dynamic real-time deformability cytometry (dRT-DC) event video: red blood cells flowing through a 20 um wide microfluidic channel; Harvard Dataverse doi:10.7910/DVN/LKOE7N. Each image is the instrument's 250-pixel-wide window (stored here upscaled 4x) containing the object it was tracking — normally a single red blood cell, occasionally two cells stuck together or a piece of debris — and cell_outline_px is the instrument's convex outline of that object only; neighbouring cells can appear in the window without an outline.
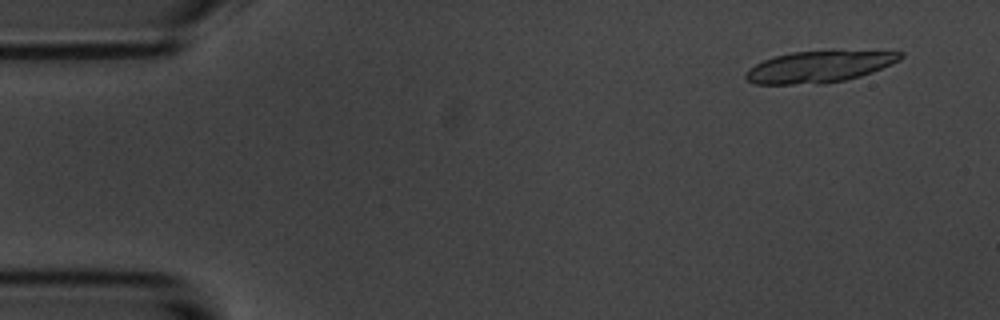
{"species": "common noctule bat (a hibernating species)", "species_latin": "Nyctalus noctula", "temperature_condition": "room temperature", "stored_images_in_passage": 10, "camera_frame_rate_fps": 3000, "um_per_image_px": 0.085, "animal": {"sex": "male", "body_mass_g": 20.1, "forearm_length_mm": 53.5}, "frame": {"image": 1, "passage_image": 4, "time_ms": 1.0, "image_size_px": [1000, 320], "cell_outline_px": [[904, 56], [900, 60], [872, 72], [860, 76], [844, 80], [820, 84], [756, 84], [748, 80], [744, 76], [748, 68], [764, 60], [776, 56], [792, 52], [904, 52]], "centroid_in_image_um": [69.58, 5.7], "position_along_channel_um": 15.4, "area_um2": 27.69}}